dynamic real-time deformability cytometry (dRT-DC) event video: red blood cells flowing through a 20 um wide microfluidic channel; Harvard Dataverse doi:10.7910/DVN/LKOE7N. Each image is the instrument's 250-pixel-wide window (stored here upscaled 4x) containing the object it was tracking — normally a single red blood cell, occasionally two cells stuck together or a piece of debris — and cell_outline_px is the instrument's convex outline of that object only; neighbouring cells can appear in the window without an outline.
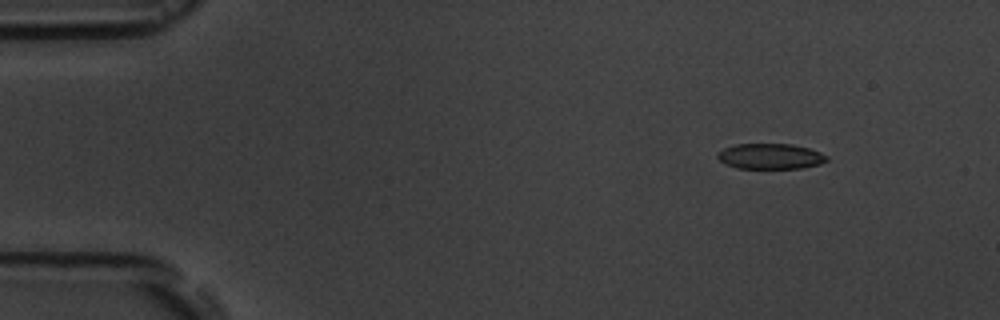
{"species": "common noctule bat (a hibernating species)", "species_latin": "Nyctalus noctula", "temperature_condition": "room temperature", "stored_images_in_passage": 4, "camera_frame_rate_fps": 3000, "um_per_image_px": 0.085, "animal": {"sex": "male", "body_mass_g": 19.5, "forearm_length_mm": 54.6}, "frame": {"image": 1, "passage_image": 2, "time_ms": 2.0, "image_size_px": [1000, 320], "cell_outline_px": [[828, 160], [820, 164], [800, 168], [736, 168], [724, 164], [716, 156], [716, 152], [724, 148], [736, 144], [792, 144], [808, 148], [820, 152], [828, 156]], "centroid_in_image_um": [65.45, 13.28], "position_along_channel_um": 19.5, "area_um2": 16.3}}
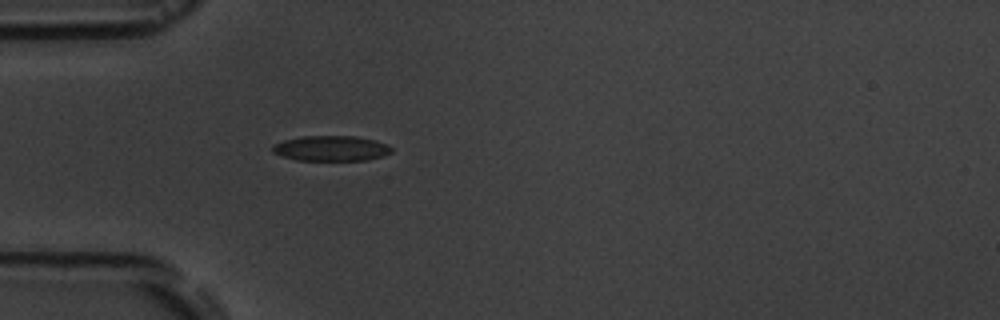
{"frame": {"image": 2, "passage_image": 4, "time_ms": 5.333, "image_size_px": [1000, 320], "cell_outline_px": [[392, 152], [384, 156], [368, 160], [296, 160], [272, 152], [272, 144], [284, 140], [300, 136], [356, 136], [376, 140], [388, 144], [392, 148]], "centroid_in_image_um": [28.17, 12.6], "position_along_channel_um": 56.8, "area_um2": 17.69}}